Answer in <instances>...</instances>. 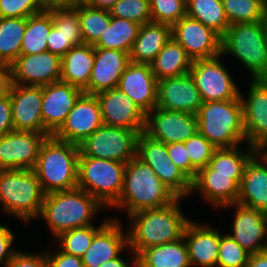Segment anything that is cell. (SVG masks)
<instances>
[{
    "label": "cell",
    "mask_w": 267,
    "mask_h": 267,
    "mask_svg": "<svg viewBox=\"0 0 267 267\" xmlns=\"http://www.w3.org/2000/svg\"><path fill=\"white\" fill-rule=\"evenodd\" d=\"M128 234L123 232L117 218L110 219L94 236L91 245L81 257L84 267H100L128 250Z\"/></svg>",
    "instance_id": "26"
},
{
    "label": "cell",
    "mask_w": 267,
    "mask_h": 267,
    "mask_svg": "<svg viewBox=\"0 0 267 267\" xmlns=\"http://www.w3.org/2000/svg\"><path fill=\"white\" fill-rule=\"evenodd\" d=\"M55 252L46 251L48 267H84L81 257L70 255L60 250Z\"/></svg>",
    "instance_id": "52"
},
{
    "label": "cell",
    "mask_w": 267,
    "mask_h": 267,
    "mask_svg": "<svg viewBox=\"0 0 267 267\" xmlns=\"http://www.w3.org/2000/svg\"><path fill=\"white\" fill-rule=\"evenodd\" d=\"M47 4L50 3H66L68 0H45Z\"/></svg>",
    "instance_id": "59"
},
{
    "label": "cell",
    "mask_w": 267,
    "mask_h": 267,
    "mask_svg": "<svg viewBox=\"0 0 267 267\" xmlns=\"http://www.w3.org/2000/svg\"><path fill=\"white\" fill-rule=\"evenodd\" d=\"M11 85L10 64L0 61V95L9 91Z\"/></svg>",
    "instance_id": "53"
},
{
    "label": "cell",
    "mask_w": 267,
    "mask_h": 267,
    "mask_svg": "<svg viewBox=\"0 0 267 267\" xmlns=\"http://www.w3.org/2000/svg\"><path fill=\"white\" fill-rule=\"evenodd\" d=\"M8 92L14 130L44 134L41 113L43 86L11 84Z\"/></svg>",
    "instance_id": "19"
},
{
    "label": "cell",
    "mask_w": 267,
    "mask_h": 267,
    "mask_svg": "<svg viewBox=\"0 0 267 267\" xmlns=\"http://www.w3.org/2000/svg\"><path fill=\"white\" fill-rule=\"evenodd\" d=\"M6 267H48L46 252L29 254L17 250Z\"/></svg>",
    "instance_id": "48"
},
{
    "label": "cell",
    "mask_w": 267,
    "mask_h": 267,
    "mask_svg": "<svg viewBox=\"0 0 267 267\" xmlns=\"http://www.w3.org/2000/svg\"><path fill=\"white\" fill-rule=\"evenodd\" d=\"M265 31H266V46H267V17L265 19Z\"/></svg>",
    "instance_id": "60"
},
{
    "label": "cell",
    "mask_w": 267,
    "mask_h": 267,
    "mask_svg": "<svg viewBox=\"0 0 267 267\" xmlns=\"http://www.w3.org/2000/svg\"><path fill=\"white\" fill-rule=\"evenodd\" d=\"M248 91L247 99L240 92L246 144L259 150L267 143V79H252Z\"/></svg>",
    "instance_id": "17"
},
{
    "label": "cell",
    "mask_w": 267,
    "mask_h": 267,
    "mask_svg": "<svg viewBox=\"0 0 267 267\" xmlns=\"http://www.w3.org/2000/svg\"><path fill=\"white\" fill-rule=\"evenodd\" d=\"M27 18H0V61L11 64L21 52Z\"/></svg>",
    "instance_id": "36"
},
{
    "label": "cell",
    "mask_w": 267,
    "mask_h": 267,
    "mask_svg": "<svg viewBox=\"0 0 267 267\" xmlns=\"http://www.w3.org/2000/svg\"><path fill=\"white\" fill-rule=\"evenodd\" d=\"M82 93L81 89L62 81L43 86L41 113L47 137L62 126Z\"/></svg>",
    "instance_id": "22"
},
{
    "label": "cell",
    "mask_w": 267,
    "mask_h": 267,
    "mask_svg": "<svg viewBox=\"0 0 267 267\" xmlns=\"http://www.w3.org/2000/svg\"><path fill=\"white\" fill-rule=\"evenodd\" d=\"M216 267H246L250 253L240 246L229 233H220V245L218 250Z\"/></svg>",
    "instance_id": "43"
},
{
    "label": "cell",
    "mask_w": 267,
    "mask_h": 267,
    "mask_svg": "<svg viewBox=\"0 0 267 267\" xmlns=\"http://www.w3.org/2000/svg\"><path fill=\"white\" fill-rule=\"evenodd\" d=\"M192 62L185 49L171 38L150 65L155 78L159 81L189 73Z\"/></svg>",
    "instance_id": "32"
},
{
    "label": "cell",
    "mask_w": 267,
    "mask_h": 267,
    "mask_svg": "<svg viewBox=\"0 0 267 267\" xmlns=\"http://www.w3.org/2000/svg\"><path fill=\"white\" fill-rule=\"evenodd\" d=\"M177 198L171 204L155 209L138 211L130 218L131 225L128 234V253L133 255L132 265L136 267V257L152 246H158L179 240L190 219L183 215Z\"/></svg>",
    "instance_id": "1"
},
{
    "label": "cell",
    "mask_w": 267,
    "mask_h": 267,
    "mask_svg": "<svg viewBox=\"0 0 267 267\" xmlns=\"http://www.w3.org/2000/svg\"><path fill=\"white\" fill-rule=\"evenodd\" d=\"M47 8L52 13L53 25L73 46L84 44L77 5L50 3Z\"/></svg>",
    "instance_id": "38"
},
{
    "label": "cell",
    "mask_w": 267,
    "mask_h": 267,
    "mask_svg": "<svg viewBox=\"0 0 267 267\" xmlns=\"http://www.w3.org/2000/svg\"><path fill=\"white\" fill-rule=\"evenodd\" d=\"M100 267H130V264L119 255L118 257L103 263Z\"/></svg>",
    "instance_id": "56"
},
{
    "label": "cell",
    "mask_w": 267,
    "mask_h": 267,
    "mask_svg": "<svg viewBox=\"0 0 267 267\" xmlns=\"http://www.w3.org/2000/svg\"><path fill=\"white\" fill-rule=\"evenodd\" d=\"M246 267H267V250L251 254Z\"/></svg>",
    "instance_id": "54"
},
{
    "label": "cell",
    "mask_w": 267,
    "mask_h": 267,
    "mask_svg": "<svg viewBox=\"0 0 267 267\" xmlns=\"http://www.w3.org/2000/svg\"><path fill=\"white\" fill-rule=\"evenodd\" d=\"M152 22L173 25L187 15L186 0H149Z\"/></svg>",
    "instance_id": "44"
},
{
    "label": "cell",
    "mask_w": 267,
    "mask_h": 267,
    "mask_svg": "<svg viewBox=\"0 0 267 267\" xmlns=\"http://www.w3.org/2000/svg\"><path fill=\"white\" fill-rule=\"evenodd\" d=\"M46 7L45 0H0V18H28Z\"/></svg>",
    "instance_id": "46"
},
{
    "label": "cell",
    "mask_w": 267,
    "mask_h": 267,
    "mask_svg": "<svg viewBox=\"0 0 267 267\" xmlns=\"http://www.w3.org/2000/svg\"><path fill=\"white\" fill-rule=\"evenodd\" d=\"M109 220L110 218H104V221L98 227L89 225L87 227L75 228L62 232L55 238V241L57 240L58 242L57 246H59V250L70 255L82 257L91 245L95 234Z\"/></svg>",
    "instance_id": "40"
},
{
    "label": "cell",
    "mask_w": 267,
    "mask_h": 267,
    "mask_svg": "<svg viewBox=\"0 0 267 267\" xmlns=\"http://www.w3.org/2000/svg\"><path fill=\"white\" fill-rule=\"evenodd\" d=\"M12 104L10 93L0 95V136L13 131Z\"/></svg>",
    "instance_id": "51"
},
{
    "label": "cell",
    "mask_w": 267,
    "mask_h": 267,
    "mask_svg": "<svg viewBox=\"0 0 267 267\" xmlns=\"http://www.w3.org/2000/svg\"><path fill=\"white\" fill-rule=\"evenodd\" d=\"M184 143L191 161V181H193L197 172L209 165L210 159L217 148L199 131H196Z\"/></svg>",
    "instance_id": "42"
},
{
    "label": "cell",
    "mask_w": 267,
    "mask_h": 267,
    "mask_svg": "<svg viewBox=\"0 0 267 267\" xmlns=\"http://www.w3.org/2000/svg\"><path fill=\"white\" fill-rule=\"evenodd\" d=\"M171 38L172 28L169 24L150 22L140 25L129 53L130 62L150 64Z\"/></svg>",
    "instance_id": "29"
},
{
    "label": "cell",
    "mask_w": 267,
    "mask_h": 267,
    "mask_svg": "<svg viewBox=\"0 0 267 267\" xmlns=\"http://www.w3.org/2000/svg\"><path fill=\"white\" fill-rule=\"evenodd\" d=\"M196 116L198 131L217 149L246 144L240 99L203 102Z\"/></svg>",
    "instance_id": "5"
},
{
    "label": "cell",
    "mask_w": 267,
    "mask_h": 267,
    "mask_svg": "<svg viewBox=\"0 0 267 267\" xmlns=\"http://www.w3.org/2000/svg\"><path fill=\"white\" fill-rule=\"evenodd\" d=\"M187 15L202 22L220 37L230 26L222 0H186Z\"/></svg>",
    "instance_id": "35"
},
{
    "label": "cell",
    "mask_w": 267,
    "mask_h": 267,
    "mask_svg": "<svg viewBox=\"0 0 267 267\" xmlns=\"http://www.w3.org/2000/svg\"><path fill=\"white\" fill-rule=\"evenodd\" d=\"M237 203L267 213V160L259 151L244 168Z\"/></svg>",
    "instance_id": "28"
},
{
    "label": "cell",
    "mask_w": 267,
    "mask_h": 267,
    "mask_svg": "<svg viewBox=\"0 0 267 267\" xmlns=\"http://www.w3.org/2000/svg\"><path fill=\"white\" fill-rule=\"evenodd\" d=\"M229 24L265 21L267 8L257 0H222Z\"/></svg>",
    "instance_id": "41"
},
{
    "label": "cell",
    "mask_w": 267,
    "mask_h": 267,
    "mask_svg": "<svg viewBox=\"0 0 267 267\" xmlns=\"http://www.w3.org/2000/svg\"><path fill=\"white\" fill-rule=\"evenodd\" d=\"M234 56L252 79H267L265 21L230 24L221 37V55Z\"/></svg>",
    "instance_id": "6"
},
{
    "label": "cell",
    "mask_w": 267,
    "mask_h": 267,
    "mask_svg": "<svg viewBox=\"0 0 267 267\" xmlns=\"http://www.w3.org/2000/svg\"><path fill=\"white\" fill-rule=\"evenodd\" d=\"M136 267H191L184 238L144 249Z\"/></svg>",
    "instance_id": "31"
},
{
    "label": "cell",
    "mask_w": 267,
    "mask_h": 267,
    "mask_svg": "<svg viewBox=\"0 0 267 267\" xmlns=\"http://www.w3.org/2000/svg\"><path fill=\"white\" fill-rule=\"evenodd\" d=\"M72 47V43L52 25L47 38L48 51L62 58Z\"/></svg>",
    "instance_id": "49"
},
{
    "label": "cell",
    "mask_w": 267,
    "mask_h": 267,
    "mask_svg": "<svg viewBox=\"0 0 267 267\" xmlns=\"http://www.w3.org/2000/svg\"><path fill=\"white\" fill-rule=\"evenodd\" d=\"M167 145L168 156L171 161L191 180V161L187 153L185 143H169Z\"/></svg>",
    "instance_id": "47"
},
{
    "label": "cell",
    "mask_w": 267,
    "mask_h": 267,
    "mask_svg": "<svg viewBox=\"0 0 267 267\" xmlns=\"http://www.w3.org/2000/svg\"><path fill=\"white\" fill-rule=\"evenodd\" d=\"M93 63V45L82 44L72 47L61 58L60 81L69 83L84 91L89 86Z\"/></svg>",
    "instance_id": "30"
},
{
    "label": "cell",
    "mask_w": 267,
    "mask_h": 267,
    "mask_svg": "<svg viewBox=\"0 0 267 267\" xmlns=\"http://www.w3.org/2000/svg\"><path fill=\"white\" fill-rule=\"evenodd\" d=\"M171 28L172 38L185 49L193 61L221 54V37L197 19L186 15Z\"/></svg>",
    "instance_id": "14"
},
{
    "label": "cell",
    "mask_w": 267,
    "mask_h": 267,
    "mask_svg": "<svg viewBox=\"0 0 267 267\" xmlns=\"http://www.w3.org/2000/svg\"><path fill=\"white\" fill-rule=\"evenodd\" d=\"M117 88L145 114L157 107L158 80L149 63L130 62L120 77Z\"/></svg>",
    "instance_id": "23"
},
{
    "label": "cell",
    "mask_w": 267,
    "mask_h": 267,
    "mask_svg": "<svg viewBox=\"0 0 267 267\" xmlns=\"http://www.w3.org/2000/svg\"><path fill=\"white\" fill-rule=\"evenodd\" d=\"M126 163L93 157H78L77 187L110 207L119 199Z\"/></svg>",
    "instance_id": "8"
},
{
    "label": "cell",
    "mask_w": 267,
    "mask_h": 267,
    "mask_svg": "<svg viewBox=\"0 0 267 267\" xmlns=\"http://www.w3.org/2000/svg\"><path fill=\"white\" fill-rule=\"evenodd\" d=\"M79 145L48 136L32 169L45 194L77 187Z\"/></svg>",
    "instance_id": "4"
},
{
    "label": "cell",
    "mask_w": 267,
    "mask_h": 267,
    "mask_svg": "<svg viewBox=\"0 0 267 267\" xmlns=\"http://www.w3.org/2000/svg\"><path fill=\"white\" fill-rule=\"evenodd\" d=\"M43 133L13 130L0 136V170L33 169Z\"/></svg>",
    "instance_id": "16"
},
{
    "label": "cell",
    "mask_w": 267,
    "mask_h": 267,
    "mask_svg": "<svg viewBox=\"0 0 267 267\" xmlns=\"http://www.w3.org/2000/svg\"><path fill=\"white\" fill-rule=\"evenodd\" d=\"M130 63L127 52L114 49L94 48V63L89 86L83 91L87 94L117 88L119 79Z\"/></svg>",
    "instance_id": "25"
},
{
    "label": "cell",
    "mask_w": 267,
    "mask_h": 267,
    "mask_svg": "<svg viewBox=\"0 0 267 267\" xmlns=\"http://www.w3.org/2000/svg\"><path fill=\"white\" fill-rule=\"evenodd\" d=\"M11 84L45 86L60 81L61 58L45 51L20 54L11 64Z\"/></svg>",
    "instance_id": "15"
},
{
    "label": "cell",
    "mask_w": 267,
    "mask_h": 267,
    "mask_svg": "<svg viewBox=\"0 0 267 267\" xmlns=\"http://www.w3.org/2000/svg\"><path fill=\"white\" fill-rule=\"evenodd\" d=\"M14 239L15 235L10 228L0 224V264H3L5 267L16 252V250L12 248Z\"/></svg>",
    "instance_id": "50"
},
{
    "label": "cell",
    "mask_w": 267,
    "mask_h": 267,
    "mask_svg": "<svg viewBox=\"0 0 267 267\" xmlns=\"http://www.w3.org/2000/svg\"><path fill=\"white\" fill-rule=\"evenodd\" d=\"M258 150L248 145V151H241L239 145L232 148L216 149L210 159L209 166L214 174L243 175L244 168L250 158Z\"/></svg>",
    "instance_id": "37"
},
{
    "label": "cell",
    "mask_w": 267,
    "mask_h": 267,
    "mask_svg": "<svg viewBox=\"0 0 267 267\" xmlns=\"http://www.w3.org/2000/svg\"><path fill=\"white\" fill-rule=\"evenodd\" d=\"M139 28L140 25L134 21L111 16L108 28L93 47L130 53Z\"/></svg>",
    "instance_id": "33"
},
{
    "label": "cell",
    "mask_w": 267,
    "mask_h": 267,
    "mask_svg": "<svg viewBox=\"0 0 267 267\" xmlns=\"http://www.w3.org/2000/svg\"><path fill=\"white\" fill-rule=\"evenodd\" d=\"M102 114L103 124L144 132L146 114L118 88L95 94Z\"/></svg>",
    "instance_id": "18"
},
{
    "label": "cell",
    "mask_w": 267,
    "mask_h": 267,
    "mask_svg": "<svg viewBox=\"0 0 267 267\" xmlns=\"http://www.w3.org/2000/svg\"><path fill=\"white\" fill-rule=\"evenodd\" d=\"M136 156L148 164L178 198H185L192 193V181L171 161L165 143L141 132L137 138Z\"/></svg>",
    "instance_id": "10"
},
{
    "label": "cell",
    "mask_w": 267,
    "mask_h": 267,
    "mask_svg": "<svg viewBox=\"0 0 267 267\" xmlns=\"http://www.w3.org/2000/svg\"><path fill=\"white\" fill-rule=\"evenodd\" d=\"M52 25V13L47 7L39 13L29 16L20 54L32 55L48 51L47 38Z\"/></svg>",
    "instance_id": "34"
},
{
    "label": "cell",
    "mask_w": 267,
    "mask_h": 267,
    "mask_svg": "<svg viewBox=\"0 0 267 267\" xmlns=\"http://www.w3.org/2000/svg\"><path fill=\"white\" fill-rule=\"evenodd\" d=\"M202 104L200 92L190 73L158 81V108L197 115Z\"/></svg>",
    "instance_id": "21"
},
{
    "label": "cell",
    "mask_w": 267,
    "mask_h": 267,
    "mask_svg": "<svg viewBox=\"0 0 267 267\" xmlns=\"http://www.w3.org/2000/svg\"><path fill=\"white\" fill-rule=\"evenodd\" d=\"M242 177L243 175L214 174V170L207 165L197 172L191 191L200 192L205 201L215 208H221L237 203Z\"/></svg>",
    "instance_id": "24"
},
{
    "label": "cell",
    "mask_w": 267,
    "mask_h": 267,
    "mask_svg": "<svg viewBox=\"0 0 267 267\" xmlns=\"http://www.w3.org/2000/svg\"><path fill=\"white\" fill-rule=\"evenodd\" d=\"M197 129V116L155 107L146 114L144 133L165 144L187 141Z\"/></svg>",
    "instance_id": "12"
},
{
    "label": "cell",
    "mask_w": 267,
    "mask_h": 267,
    "mask_svg": "<svg viewBox=\"0 0 267 267\" xmlns=\"http://www.w3.org/2000/svg\"><path fill=\"white\" fill-rule=\"evenodd\" d=\"M257 1L261 2L267 8V0H257Z\"/></svg>",
    "instance_id": "61"
},
{
    "label": "cell",
    "mask_w": 267,
    "mask_h": 267,
    "mask_svg": "<svg viewBox=\"0 0 267 267\" xmlns=\"http://www.w3.org/2000/svg\"><path fill=\"white\" fill-rule=\"evenodd\" d=\"M91 0H68L66 4L69 5H81V4H88Z\"/></svg>",
    "instance_id": "57"
},
{
    "label": "cell",
    "mask_w": 267,
    "mask_h": 267,
    "mask_svg": "<svg viewBox=\"0 0 267 267\" xmlns=\"http://www.w3.org/2000/svg\"><path fill=\"white\" fill-rule=\"evenodd\" d=\"M191 267H216L220 245V232L207 225L192 222L186 224L183 236Z\"/></svg>",
    "instance_id": "27"
},
{
    "label": "cell",
    "mask_w": 267,
    "mask_h": 267,
    "mask_svg": "<svg viewBox=\"0 0 267 267\" xmlns=\"http://www.w3.org/2000/svg\"><path fill=\"white\" fill-rule=\"evenodd\" d=\"M117 0H91L88 5L93 8L110 10Z\"/></svg>",
    "instance_id": "55"
},
{
    "label": "cell",
    "mask_w": 267,
    "mask_h": 267,
    "mask_svg": "<svg viewBox=\"0 0 267 267\" xmlns=\"http://www.w3.org/2000/svg\"><path fill=\"white\" fill-rule=\"evenodd\" d=\"M45 193L32 169L0 170V203L5 213L28 222L41 214Z\"/></svg>",
    "instance_id": "7"
},
{
    "label": "cell",
    "mask_w": 267,
    "mask_h": 267,
    "mask_svg": "<svg viewBox=\"0 0 267 267\" xmlns=\"http://www.w3.org/2000/svg\"><path fill=\"white\" fill-rule=\"evenodd\" d=\"M177 198L150 166L135 156L126 163L121 195L111 207L124 210L128 217L138 211L165 207Z\"/></svg>",
    "instance_id": "2"
},
{
    "label": "cell",
    "mask_w": 267,
    "mask_h": 267,
    "mask_svg": "<svg viewBox=\"0 0 267 267\" xmlns=\"http://www.w3.org/2000/svg\"><path fill=\"white\" fill-rule=\"evenodd\" d=\"M104 206L81 188L45 194L41 214L50 233L56 238L62 232L92 224V218Z\"/></svg>",
    "instance_id": "3"
},
{
    "label": "cell",
    "mask_w": 267,
    "mask_h": 267,
    "mask_svg": "<svg viewBox=\"0 0 267 267\" xmlns=\"http://www.w3.org/2000/svg\"><path fill=\"white\" fill-rule=\"evenodd\" d=\"M102 125V114L96 95L83 92L53 136L79 145Z\"/></svg>",
    "instance_id": "13"
},
{
    "label": "cell",
    "mask_w": 267,
    "mask_h": 267,
    "mask_svg": "<svg viewBox=\"0 0 267 267\" xmlns=\"http://www.w3.org/2000/svg\"><path fill=\"white\" fill-rule=\"evenodd\" d=\"M228 207L236 210L229 235L250 254L267 250V213L239 203L223 206Z\"/></svg>",
    "instance_id": "20"
},
{
    "label": "cell",
    "mask_w": 267,
    "mask_h": 267,
    "mask_svg": "<svg viewBox=\"0 0 267 267\" xmlns=\"http://www.w3.org/2000/svg\"><path fill=\"white\" fill-rule=\"evenodd\" d=\"M109 11L111 16L131 20L139 25L152 22L149 0H117Z\"/></svg>",
    "instance_id": "45"
},
{
    "label": "cell",
    "mask_w": 267,
    "mask_h": 267,
    "mask_svg": "<svg viewBox=\"0 0 267 267\" xmlns=\"http://www.w3.org/2000/svg\"><path fill=\"white\" fill-rule=\"evenodd\" d=\"M267 160V143L258 150Z\"/></svg>",
    "instance_id": "58"
},
{
    "label": "cell",
    "mask_w": 267,
    "mask_h": 267,
    "mask_svg": "<svg viewBox=\"0 0 267 267\" xmlns=\"http://www.w3.org/2000/svg\"><path fill=\"white\" fill-rule=\"evenodd\" d=\"M84 44L94 45L111 22L108 10L93 8L88 4L77 5Z\"/></svg>",
    "instance_id": "39"
},
{
    "label": "cell",
    "mask_w": 267,
    "mask_h": 267,
    "mask_svg": "<svg viewBox=\"0 0 267 267\" xmlns=\"http://www.w3.org/2000/svg\"><path fill=\"white\" fill-rule=\"evenodd\" d=\"M136 130L102 125L79 144V157L127 163L136 156Z\"/></svg>",
    "instance_id": "9"
},
{
    "label": "cell",
    "mask_w": 267,
    "mask_h": 267,
    "mask_svg": "<svg viewBox=\"0 0 267 267\" xmlns=\"http://www.w3.org/2000/svg\"><path fill=\"white\" fill-rule=\"evenodd\" d=\"M216 57L194 60L189 73L193 77L202 101H227L240 99V90L229 70Z\"/></svg>",
    "instance_id": "11"
}]
</instances>
